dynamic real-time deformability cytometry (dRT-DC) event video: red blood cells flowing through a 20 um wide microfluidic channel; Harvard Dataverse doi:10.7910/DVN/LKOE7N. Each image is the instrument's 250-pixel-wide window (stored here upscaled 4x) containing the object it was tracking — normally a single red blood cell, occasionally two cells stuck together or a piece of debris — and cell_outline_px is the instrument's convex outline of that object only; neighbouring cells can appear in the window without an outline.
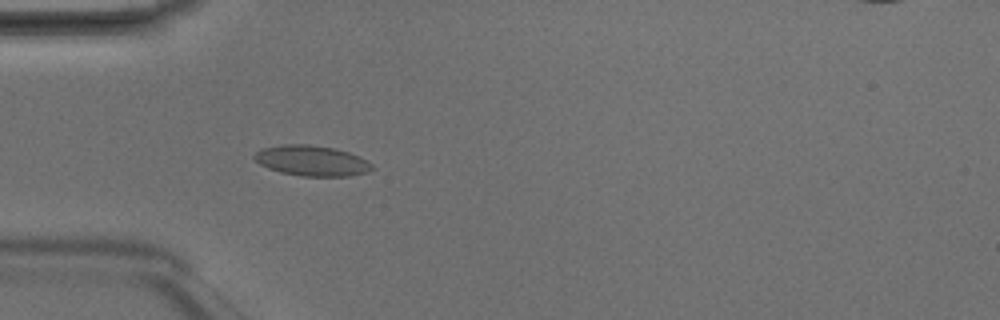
{"species": "Egyptian fruit bat (a non-hibernating species)", "species_latin": "Rousettus aegyptiacus", "temperature_condition": "room temperature", "stored_images_in_passage": 49, "camera_frame_rate_fps": 3000, "um_per_image_px": 0.085, "animal": {"sex": "male"}, "frame": {"image": 1, "passage_image": 15, "time_ms": 4.667, "image_size_px": [1000, 320], "cell_outline_px": [[372, 168], [368, 172], [348, 176], [304, 176], [280, 172], [268, 168], [260, 164], [252, 156], [260, 148], [284, 144], [308, 144], [336, 148], [348, 152], [372, 164]], "centroid_in_image_um": [26.45, 13.65], "position_along_channel_um": 58.5, "area_um2": 20.75}}
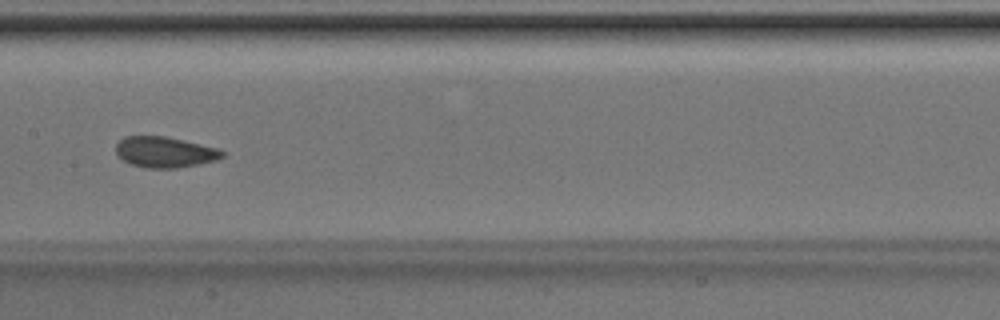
{"frame": {"image": 2, "passage_image": 25, "time_ms": 8.0, "image_size_px": [1000, 320], "cell_outline_px": [[224, 156], [216, 160], [200, 164], [176, 168], [144, 168], [132, 164], [124, 160], [116, 152], [116, 144], [124, 136], [164, 136], [184, 140], [220, 148], [224, 152]], "centroid_in_image_um": [14.04, 12.92], "position_along_channel_um": 193.4, "area_um2": 19.13}}
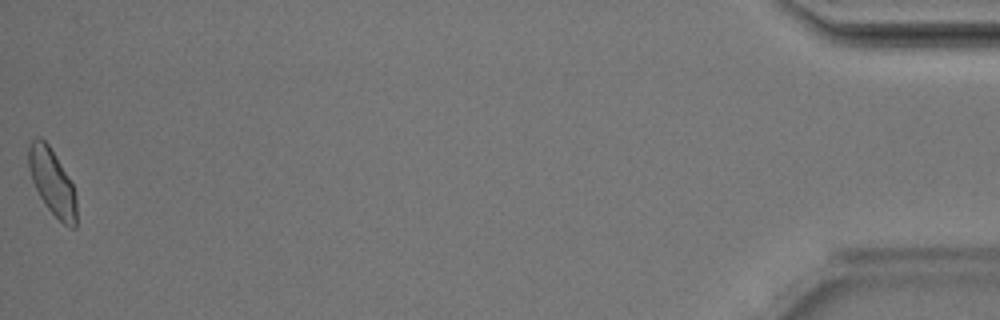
{"frame": {"image": 3, "passage_image": 49, "time_ms": 16.0, "image_size_px": [1000, 320], "cell_outline_px": [[76, 228], [72, 228], [64, 224], [48, 208], [40, 196], [32, 180], [28, 168], [28, 144], [36, 136], [40, 136], [48, 144], [72, 184], [76, 196]], "centroid_in_image_um": [4.42, 15.45], "position_along_channel_um": 430.8, "area_um2": 18.15}, "authors_computed_cell_mechanics": {"area_um2": 19.1318, "velocity_mm_per_s": 4.1769, "shape_relaxation_time_tau1_ms": 7.8899, "shape_relaxation_time_tau2_ms": 2.1963, "deformation_change_tau1": 0.1312, "deformation_change_tau2": 0.0425}}